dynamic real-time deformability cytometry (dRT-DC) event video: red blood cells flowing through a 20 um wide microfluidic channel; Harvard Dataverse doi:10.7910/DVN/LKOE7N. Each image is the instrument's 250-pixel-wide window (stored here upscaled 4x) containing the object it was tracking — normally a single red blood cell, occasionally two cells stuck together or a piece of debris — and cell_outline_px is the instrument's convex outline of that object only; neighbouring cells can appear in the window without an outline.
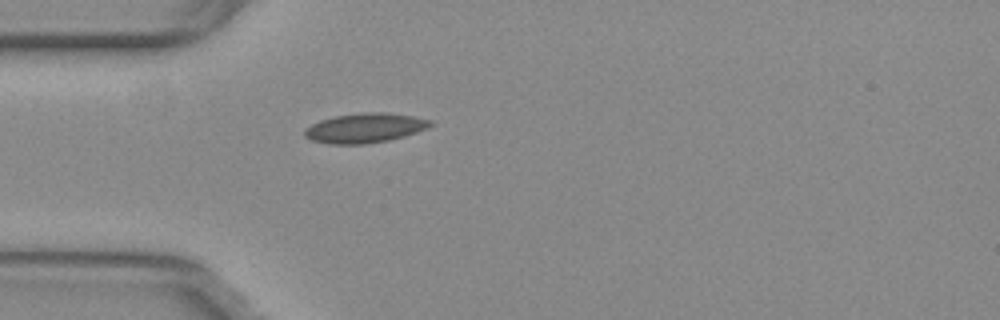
{"species": "common noctule bat (a hibernating species)", "species_latin": "Nyctalus noctula", "temperature_condition": "warm", "stored_images_in_passage": 35, "camera_frame_rate_fps": 3000, "um_per_image_px": 0.085, "animal": {"sex": "female", "body_mass_g": 29.2, "forearm_length_mm": 56.3}, "frame": {"image": 1, "passage_image": 1, "time_ms": 0.0, "image_size_px": [1000, 320], "cell_outline_px": [[432, 124], [428, 128], [404, 136], [388, 140], [364, 144], [328, 144], [312, 140], [304, 136], [304, 128], [320, 120], [336, 116], [360, 112], [388, 112], [412, 116], [432, 120]], "centroid_in_image_um": [31.0, 10.87], "position_along_channel_um": 54.0, "area_um2": 21.73}}
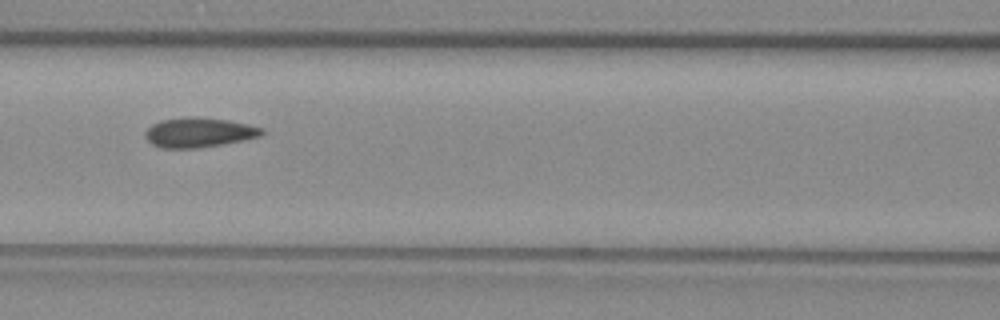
{"frame": {"image": 2, "passage_image": 9, "time_ms": 2.667, "image_size_px": [1000, 320], "cell_outline_px": [[264, 132], [260, 136], [244, 140], [196, 148], [160, 148], [152, 144], [144, 136], [144, 132], [152, 124], [160, 120], [228, 120], [248, 124], [264, 128]], "centroid_in_image_um": [16.91, 11.31], "position_along_channel_um": 149.7, "area_um2": 19.19}}
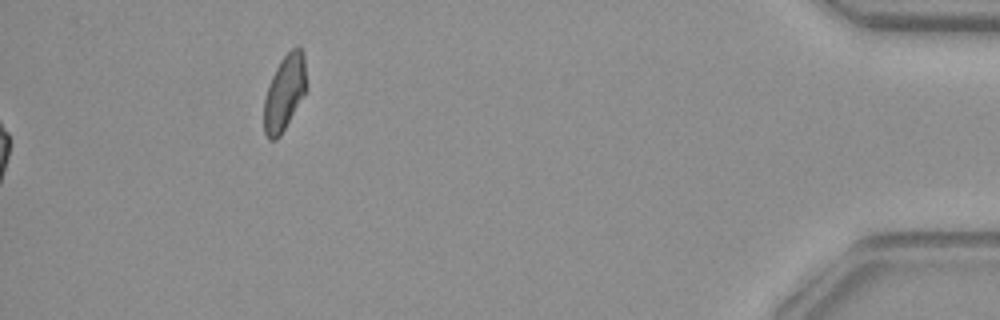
{"frame": {"image": 3, "passage_image": 35, "time_ms": 11.333, "image_size_px": [1000, 320], "cell_outline_px": [[308, 88], [280, 136], [276, 140], [268, 140], [264, 132], [264, 100], [268, 84], [280, 60], [296, 44], [300, 44], [304, 52]], "centroid_in_image_um": [24.21, 7.83], "position_along_channel_um": 411.0, "area_um2": 19.07}, "authors_computed_cell_mechanics": {"area_um2": 19.7098, "velocity_mm_per_s": 3.7882, "shape_relaxation_time_tau1_ms": null, "shape_relaxation_time_tau2_ms": 2.3214, "deformation_change_tau1": null, "deformation_change_tau2": 0.0522}}